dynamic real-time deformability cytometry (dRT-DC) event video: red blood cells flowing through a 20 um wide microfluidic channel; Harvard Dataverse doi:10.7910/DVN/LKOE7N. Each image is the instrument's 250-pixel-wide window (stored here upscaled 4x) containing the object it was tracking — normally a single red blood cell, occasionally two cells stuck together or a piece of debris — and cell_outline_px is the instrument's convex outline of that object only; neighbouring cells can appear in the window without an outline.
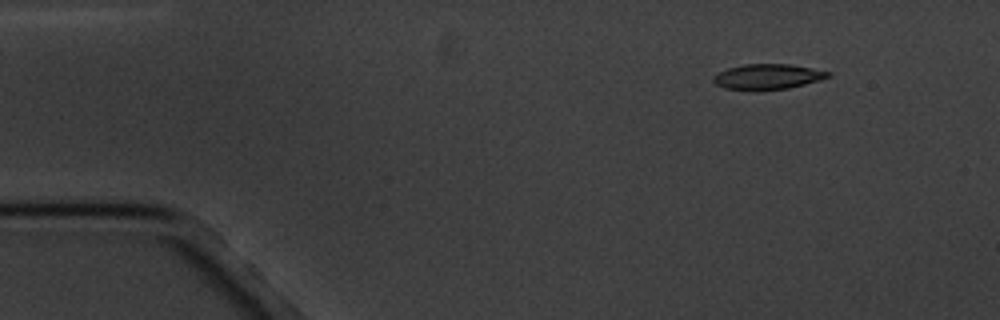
{"species": "common noctule bat (a hibernating species)", "species_latin": "Nyctalus noctula", "temperature_condition": "cold", "stored_images_in_passage": 5, "camera_frame_rate_fps": 3000, "um_per_image_px": 0.085, "animal": {"sex": "male", "body_mass_g": 20.1, "forearm_length_mm": 53.5}, "frame": {"image": 1, "passage_image": 2, "time_ms": 2.0, "image_size_px": [1000, 320], "cell_outline_px": [[832, 76], [820, 80], [788, 88], [756, 92], [724, 88], [716, 84], [712, 80], [712, 76], [728, 68], [744, 64], [792, 64], [832, 72]], "centroid_in_image_um": [65.25, 6.53], "position_along_channel_um": 19.8, "area_um2": 17.34}}